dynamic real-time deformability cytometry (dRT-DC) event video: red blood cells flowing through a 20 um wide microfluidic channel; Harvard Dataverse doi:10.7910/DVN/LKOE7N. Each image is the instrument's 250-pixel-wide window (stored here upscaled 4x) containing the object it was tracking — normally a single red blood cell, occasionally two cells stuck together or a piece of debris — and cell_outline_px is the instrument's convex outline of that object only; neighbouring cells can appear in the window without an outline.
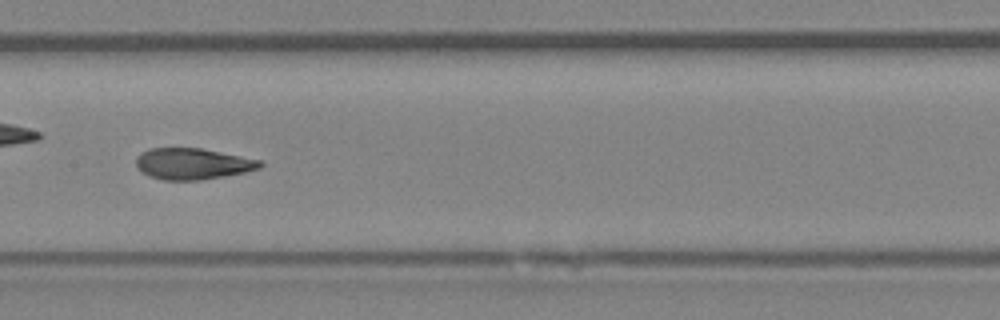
{"species": "Egyptian fruit bat (a non-hibernating species)", "species_latin": "Rousettus aegyptiacus", "temperature_condition": "room temperature", "stored_images_in_passage": 47, "camera_frame_rate_fps": 3000, "um_per_image_px": 0.085, "animal": {"sex": "female"}, "frame": {"image": 1, "passage_image": 21, "time_ms": 6.667, "image_size_px": [1000, 320], "cell_outline_px": [[264, 164], [260, 168], [244, 172], [224, 176], [200, 180], [164, 180], [148, 176], [136, 168], [136, 156], [140, 152], [148, 148], [200, 148], [264, 160]], "centroid_in_image_um": [16.36, 13.91], "position_along_channel_um": 191.0, "area_um2": 22.83}, "authors_computed_cell_mechanics": {"area_um2": 22.8888, "velocity_mm_per_s": 3.9465, "shape_relaxation_time_tau1_ms": null, "shape_relaxation_time_tau2_ms": 1.6137, "deformation_change_tau1": null, "deformation_change_tau2": 0.0799}}